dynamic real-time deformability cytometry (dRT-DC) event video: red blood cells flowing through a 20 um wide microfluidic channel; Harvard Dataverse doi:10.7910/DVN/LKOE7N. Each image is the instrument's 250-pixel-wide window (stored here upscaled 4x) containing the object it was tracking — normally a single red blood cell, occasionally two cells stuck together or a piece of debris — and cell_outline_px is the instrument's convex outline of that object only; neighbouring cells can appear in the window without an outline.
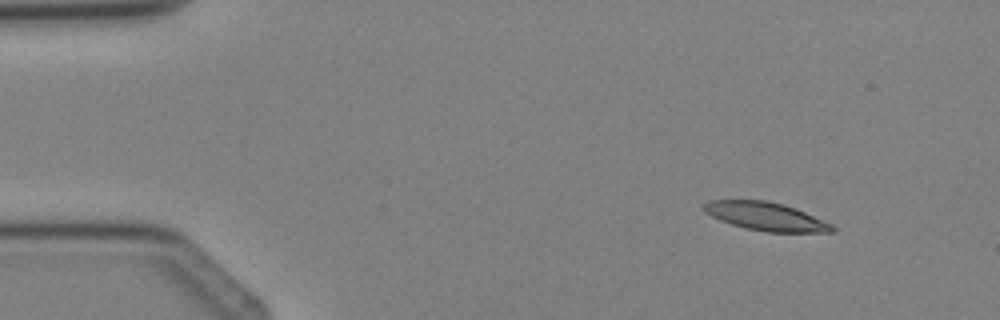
{"species": "Egyptian fruit bat (a non-hibernating species)", "species_latin": "Rousettus aegyptiacus", "temperature_condition": "cold", "stored_images_in_passage": 3, "camera_frame_rate_fps": 3000, "um_per_image_px": 0.085, "animal": {"sex": "female"}, "frame": {"image": 1, "passage_image": 1, "time_ms": 0.0, "image_size_px": [1000, 320], "cell_outline_px": [[836, 232], [764, 232], [744, 228], [720, 220], [704, 212], [704, 204], [708, 200], [768, 200], [784, 204], [796, 208], [832, 224], [836, 228]], "centroid_in_image_um": [65.12, 18.4], "position_along_channel_um": 19.9, "area_um2": 21.27}}
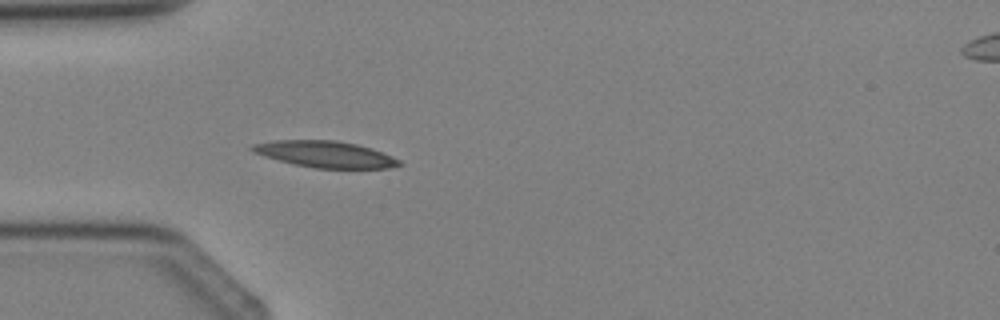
{"frame": {"image": 2, "passage_image": 3, "time_ms": 2.333, "image_size_px": [1000, 320], "cell_outline_px": [[404, 164], [388, 168], [316, 168], [292, 164], [264, 156], [252, 152], [248, 148], [252, 144], [272, 140], [336, 140], [356, 144], [372, 148], [392, 156], [400, 160]], "centroid_in_image_um": [27.62, 13.1], "position_along_channel_um": 57.4, "area_um2": 22.77}}